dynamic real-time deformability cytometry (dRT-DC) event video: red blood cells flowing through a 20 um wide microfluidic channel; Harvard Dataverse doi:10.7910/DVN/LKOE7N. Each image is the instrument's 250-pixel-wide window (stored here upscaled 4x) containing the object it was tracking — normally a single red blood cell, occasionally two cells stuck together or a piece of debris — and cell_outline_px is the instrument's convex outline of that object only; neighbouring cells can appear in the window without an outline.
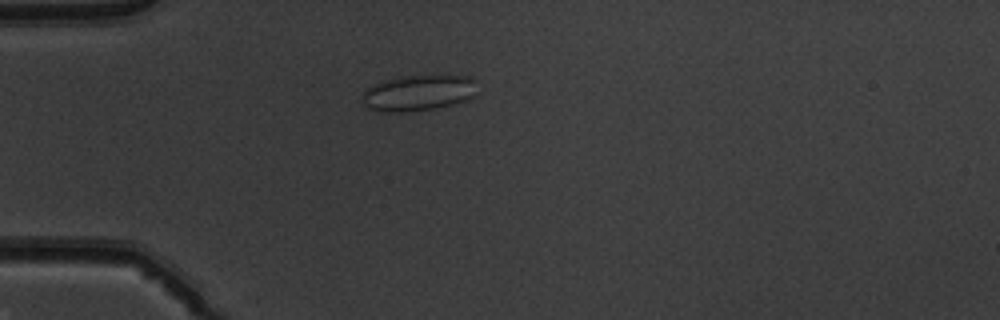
{"species": "common noctule bat (a hibernating species)", "species_latin": "Nyctalus noctula", "temperature_condition": "warm", "stored_images_in_passage": 52, "camera_frame_rate_fps": 3000, "um_per_image_px": 0.085, "animal": {"sex": "male", "body_mass_g": 19.5, "forearm_length_mm": 54.6}, "frame": {"image": 1, "passage_image": 15, "time_ms": 4.667, "image_size_px": [1000, 320], "cell_outline_px": [[472, 96], [468, 100], [456, 104], [436, 108], [404, 112], [376, 112], [368, 108], [360, 100], [364, 92], [372, 84], [396, 76], [468, 76], [472, 80]], "centroid_in_image_um": [35.44, 7.92], "position_along_channel_um": 49.6, "area_um2": 23.93}}
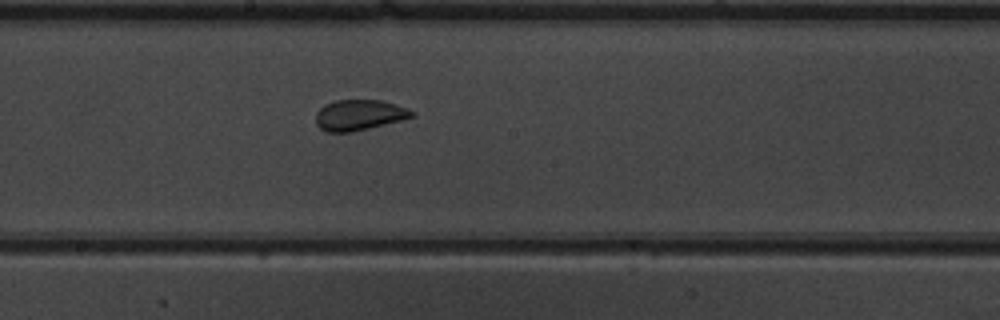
{"frame": {"image": 2, "passage_image": 29, "time_ms": 9.333, "image_size_px": [1000, 320], "cell_outline_px": [[416, 116], [404, 120], [352, 132], [328, 132], [320, 128], [316, 124], [316, 112], [324, 104], [336, 100], [380, 100], [408, 108], [416, 112]], "centroid_in_image_um": [30.56, 9.78], "position_along_channel_um": 217.6, "area_um2": 17.34}}
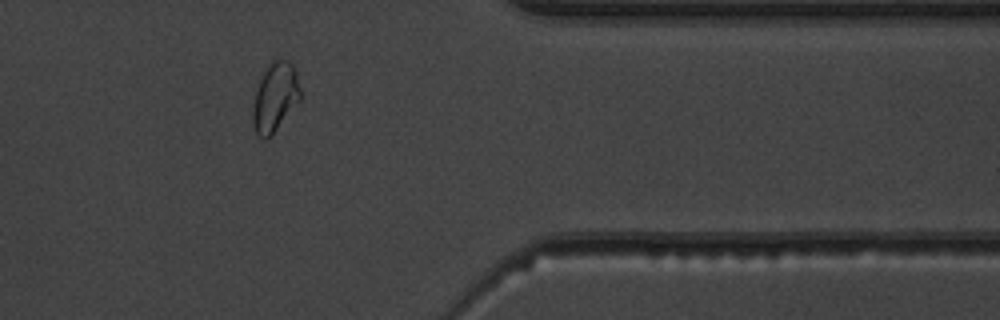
{"frame": {"image": 3, "passage_image": 43, "time_ms": 14.0, "image_size_px": [1000, 320], "cell_outline_px": [[300, 100], [272, 136], [264, 140], [256, 132], [252, 124], [252, 108], [260, 72], [272, 60], [280, 56], [288, 60], [292, 64], [296, 72], [300, 88]], "centroid_in_image_um": [23.36, 8.22], "position_along_channel_um": 388.0, "area_um2": 19.71}, "authors_computed_cell_mechanics": {"area_um2": 19.7387, "velocity_mm_per_s": 3.9454, "shape_relaxation_time_tau1_ms": null, "shape_relaxation_time_tau2_ms": 0.7183, "deformation_change_tau1": null, "deformation_change_tau2": 0.0521}}